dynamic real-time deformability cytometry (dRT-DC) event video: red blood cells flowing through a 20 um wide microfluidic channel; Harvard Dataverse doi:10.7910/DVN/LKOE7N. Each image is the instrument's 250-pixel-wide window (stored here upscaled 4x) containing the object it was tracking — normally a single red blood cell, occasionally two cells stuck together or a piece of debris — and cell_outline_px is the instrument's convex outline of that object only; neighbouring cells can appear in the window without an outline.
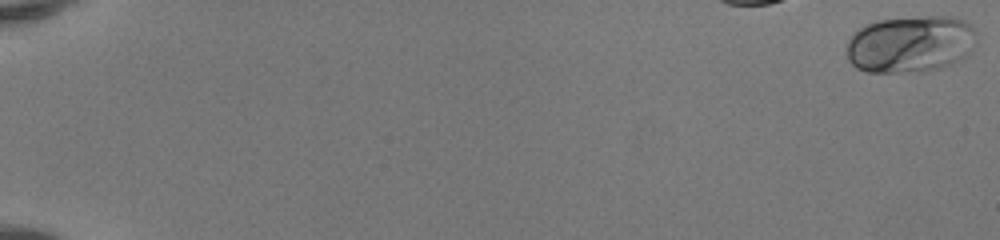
{"species": "human", "species_latin": "Homo sapiens", "temperature_condition": "room temperature", "stored_images_in_passage": 42, "camera_frame_rate_fps": 3000, "um_per_image_px": 0.085, "donor": {"sex": "female"}, "frame": {"image": 1, "passage_image": 1, "time_ms": 0.0, "image_size_px": [1000, 240], "cell_outline_px": [[976, 44], [972, 52], [960, 60], [940, 68], [896, 72], [868, 72], [856, 68], [848, 60], [848, 40], [852, 32], [876, 20], [924, 16], [952, 16], [964, 20], [972, 24], [976, 32]], "centroid_in_image_um": [77.43, 3.72], "position_along_channel_um": 7.6, "area_um2": 43.41}}
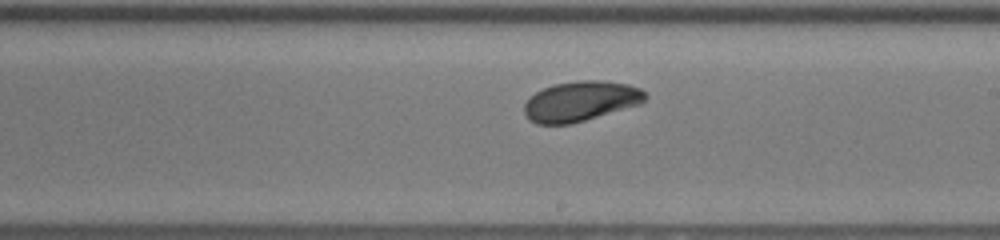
{"frame": {"image": 2, "passage_image": 28, "time_ms": 9.0, "image_size_px": [1000, 240], "cell_outline_px": [[648, 96], [640, 104], [572, 124], [536, 124], [528, 120], [524, 112], [524, 104], [536, 92], [544, 88], [556, 84], [580, 80], [600, 80], [628, 84], [640, 88]], "centroid_in_image_um": [49.35, 8.61], "position_along_channel_um": 239.6, "area_um2": 28.15}}
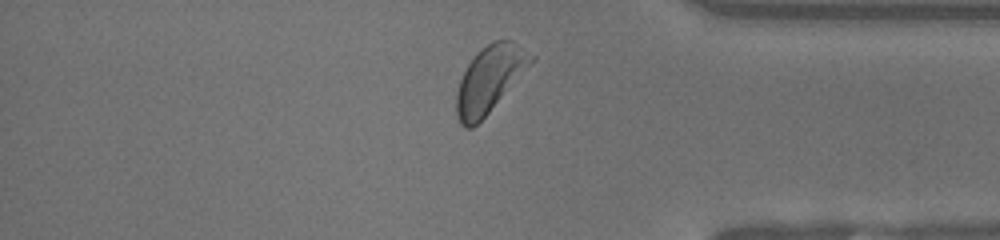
{"frame": {"image": 3, "passage_image": 40, "time_ms": 13.0, "image_size_px": [1000, 240], "cell_outline_px": [[536, 60], [488, 112], [472, 128], [464, 128], [460, 124], [456, 116], [456, 92], [460, 80], [468, 64], [488, 44], [496, 40], [512, 40], [536, 56]], "centroid_in_image_um": [41.64, 6.74], "position_along_channel_um": 393.6, "area_um2": 28.38}}